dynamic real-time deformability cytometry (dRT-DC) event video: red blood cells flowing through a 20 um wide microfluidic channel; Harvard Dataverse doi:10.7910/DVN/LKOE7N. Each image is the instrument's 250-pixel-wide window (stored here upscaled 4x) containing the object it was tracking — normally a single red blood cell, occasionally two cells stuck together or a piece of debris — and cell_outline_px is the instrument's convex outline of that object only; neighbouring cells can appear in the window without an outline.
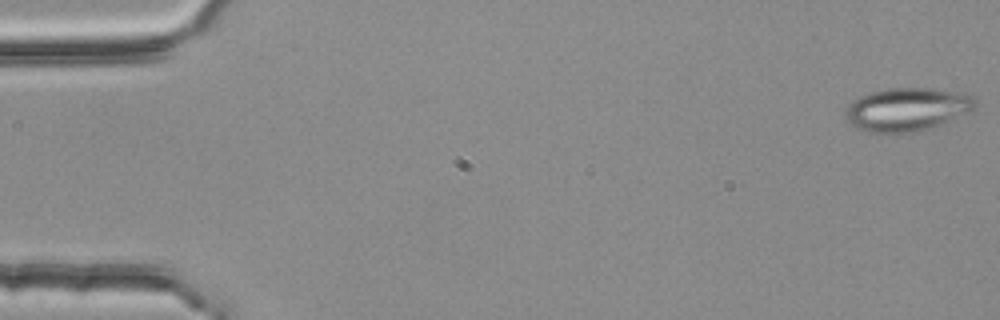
{"species": "common noctule bat (a hibernating species)", "species_latin": "Nyctalus noctula", "temperature_condition": "room temperature", "stored_images_in_passage": 4, "camera_frame_rate_fps": 3000, "um_per_image_px": 0.085, "animal": {"sex": "female", "body_mass_g": 25.1}, "frame": {"image": 1, "passage_image": 1, "time_ms": 0.0, "image_size_px": [1000, 320], "cell_outline_px": [[976, 108], [972, 112], [924, 128], [904, 132], [872, 132], [856, 128], [848, 120], [848, 104], [860, 96], [868, 92], [888, 88], [936, 88], [972, 96], [976, 100]], "centroid_in_image_um": [77.11, 9.26], "position_along_channel_um": 7.9, "area_um2": 31.91}}